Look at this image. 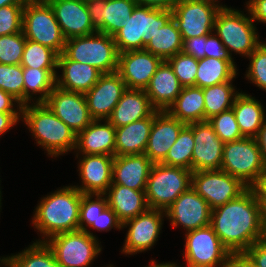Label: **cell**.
Masks as SVG:
<instances>
[{
  "instance_id": "6da1fadb",
  "label": "cell",
  "mask_w": 266,
  "mask_h": 267,
  "mask_svg": "<svg viewBox=\"0 0 266 267\" xmlns=\"http://www.w3.org/2000/svg\"><path fill=\"white\" fill-rule=\"evenodd\" d=\"M210 225L232 255H242L260 241L262 222L253 191L247 188L237 198L213 209Z\"/></svg>"
},
{
  "instance_id": "7a4b0ae2",
  "label": "cell",
  "mask_w": 266,
  "mask_h": 267,
  "mask_svg": "<svg viewBox=\"0 0 266 267\" xmlns=\"http://www.w3.org/2000/svg\"><path fill=\"white\" fill-rule=\"evenodd\" d=\"M82 195L76 187L66 186L41 199L32 224L46 237L42 242L59 233L79 230Z\"/></svg>"
},
{
  "instance_id": "3957f363",
  "label": "cell",
  "mask_w": 266,
  "mask_h": 267,
  "mask_svg": "<svg viewBox=\"0 0 266 267\" xmlns=\"http://www.w3.org/2000/svg\"><path fill=\"white\" fill-rule=\"evenodd\" d=\"M20 118H23L36 143L46 149L51 157L75 149L77 135L45 103L23 105Z\"/></svg>"
},
{
  "instance_id": "277c9868",
  "label": "cell",
  "mask_w": 266,
  "mask_h": 267,
  "mask_svg": "<svg viewBox=\"0 0 266 267\" xmlns=\"http://www.w3.org/2000/svg\"><path fill=\"white\" fill-rule=\"evenodd\" d=\"M173 11L136 5L126 25L114 36L118 53L144 50L151 37L171 18Z\"/></svg>"
},
{
  "instance_id": "5b68a950",
  "label": "cell",
  "mask_w": 266,
  "mask_h": 267,
  "mask_svg": "<svg viewBox=\"0 0 266 267\" xmlns=\"http://www.w3.org/2000/svg\"><path fill=\"white\" fill-rule=\"evenodd\" d=\"M70 60L89 64L102 74L117 72L118 51L114 38L96 32L66 40L63 52Z\"/></svg>"
},
{
  "instance_id": "8992f818",
  "label": "cell",
  "mask_w": 266,
  "mask_h": 267,
  "mask_svg": "<svg viewBox=\"0 0 266 267\" xmlns=\"http://www.w3.org/2000/svg\"><path fill=\"white\" fill-rule=\"evenodd\" d=\"M192 171L153 164L147 180L145 195L149 209L166 210L175 200L192 185Z\"/></svg>"
},
{
  "instance_id": "52a82bcc",
  "label": "cell",
  "mask_w": 266,
  "mask_h": 267,
  "mask_svg": "<svg viewBox=\"0 0 266 267\" xmlns=\"http://www.w3.org/2000/svg\"><path fill=\"white\" fill-rule=\"evenodd\" d=\"M230 8H221L215 19L214 30L225 48L230 52L248 57L261 43L250 17L242 11ZM231 50V51H230Z\"/></svg>"
},
{
  "instance_id": "ba28073f",
  "label": "cell",
  "mask_w": 266,
  "mask_h": 267,
  "mask_svg": "<svg viewBox=\"0 0 266 267\" xmlns=\"http://www.w3.org/2000/svg\"><path fill=\"white\" fill-rule=\"evenodd\" d=\"M22 31L27 40L50 47L58 54L64 52L66 38L47 1L27 0L25 2Z\"/></svg>"
},
{
  "instance_id": "9c48e42d",
  "label": "cell",
  "mask_w": 266,
  "mask_h": 267,
  "mask_svg": "<svg viewBox=\"0 0 266 267\" xmlns=\"http://www.w3.org/2000/svg\"><path fill=\"white\" fill-rule=\"evenodd\" d=\"M48 240L45 242L61 267H89L102 250L98 239L89 230L59 233Z\"/></svg>"
},
{
  "instance_id": "30bf717a",
  "label": "cell",
  "mask_w": 266,
  "mask_h": 267,
  "mask_svg": "<svg viewBox=\"0 0 266 267\" xmlns=\"http://www.w3.org/2000/svg\"><path fill=\"white\" fill-rule=\"evenodd\" d=\"M221 169L249 188L266 169L255 138L224 143Z\"/></svg>"
},
{
  "instance_id": "8fae6325",
  "label": "cell",
  "mask_w": 266,
  "mask_h": 267,
  "mask_svg": "<svg viewBox=\"0 0 266 267\" xmlns=\"http://www.w3.org/2000/svg\"><path fill=\"white\" fill-rule=\"evenodd\" d=\"M188 267H228L232 254L223 246L211 225L185 234Z\"/></svg>"
},
{
  "instance_id": "7c38bea8",
  "label": "cell",
  "mask_w": 266,
  "mask_h": 267,
  "mask_svg": "<svg viewBox=\"0 0 266 267\" xmlns=\"http://www.w3.org/2000/svg\"><path fill=\"white\" fill-rule=\"evenodd\" d=\"M221 8L228 7L203 0H180L172 9V18L182 39L209 35Z\"/></svg>"
},
{
  "instance_id": "4fadbf2b",
  "label": "cell",
  "mask_w": 266,
  "mask_h": 267,
  "mask_svg": "<svg viewBox=\"0 0 266 267\" xmlns=\"http://www.w3.org/2000/svg\"><path fill=\"white\" fill-rule=\"evenodd\" d=\"M191 187L212 210L237 198L248 188L222 169L193 172Z\"/></svg>"
},
{
  "instance_id": "5bb4252c",
  "label": "cell",
  "mask_w": 266,
  "mask_h": 267,
  "mask_svg": "<svg viewBox=\"0 0 266 267\" xmlns=\"http://www.w3.org/2000/svg\"><path fill=\"white\" fill-rule=\"evenodd\" d=\"M44 103L76 135L93 121L83 93L66 91L55 86Z\"/></svg>"
},
{
  "instance_id": "9a60e30c",
  "label": "cell",
  "mask_w": 266,
  "mask_h": 267,
  "mask_svg": "<svg viewBox=\"0 0 266 267\" xmlns=\"http://www.w3.org/2000/svg\"><path fill=\"white\" fill-rule=\"evenodd\" d=\"M164 216H166L164 210L148 209L122 223V228L129 226L122 253L137 254L154 246L156 239L158 240Z\"/></svg>"
},
{
  "instance_id": "2e32d148",
  "label": "cell",
  "mask_w": 266,
  "mask_h": 267,
  "mask_svg": "<svg viewBox=\"0 0 266 267\" xmlns=\"http://www.w3.org/2000/svg\"><path fill=\"white\" fill-rule=\"evenodd\" d=\"M211 212L208 203L192 187L165 210L172 226L177 228L180 224L187 232L210 225Z\"/></svg>"
},
{
  "instance_id": "e0dca14e",
  "label": "cell",
  "mask_w": 266,
  "mask_h": 267,
  "mask_svg": "<svg viewBox=\"0 0 266 267\" xmlns=\"http://www.w3.org/2000/svg\"><path fill=\"white\" fill-rule=\"evenodd\" d=\"M164 60L146 50L119 53L117 73L128 89L145 90Z\"/></svg>"
},
{
  "instance_id": "ac0fdd59",
  "label": "cell",
  "mask_w": 266,
  "mask_h": 267,
  "mask_svg": "<svg viewBox=\"0 0 266 267\" xmlns=\"http://www.w3.org/2000/svg\"><path fill=\"white\" fill-rule=\"evenodd\" d=\"M88 12L96 32L114 36L130 19L135 0H86Z\"/></svg>"
},
{
  "instance_id": "d6986e66",
  "label": "cell",
  "mask_w": 266,
  "mask_h": 267,
  "mask_svg": "<svg viewBox=\"0 0 266 267\" xmlns=\"http://www.w3.org/2000/svg\"><path fill=\"white\" fill-rule=\"evenodd\" d=\"M195 141L192 156V172L221 169L223 141L208 121L192 123Z\"/></svg>"
},
{
  "instance_id": "ffe728a7",
  "label": "cell",
  "mask_w": 266,
  "mask_h": 267,
  "mask_svg": "<svg viewBox=\"0 0 266 267\" xmlns=\"http://www.w3.org/2000/svg\"><path fill=\"white\" fill-rule=\"evenodd\" d=\"M126 89L117 72L102 74L95 86L84 94L91 118L107 120Z\"/></svg>"
},
{
  "instance_id": "44dd1931",
  "label": "cell",
  "mask_w": 266,
  "mask_h": 267,
  "mask_svg": "<svg viewBox=\"0 0 266 267\" xmlns=\"http://www.w3.org/2000/svg\"><path fill=\"white\" fill-rule=\"evenodd\" d=\"M66 40L96 33L85 0H47Z\"/></svg>"
},
{
  "instance_id": "7402d4cb",
  "label": "cell",
  "mask_w": 266,
  "mask_h": 267,
  "mask_svg": "<svg viewBox=\"0 0 266 267\" xmlns=\"http://www.w3.org/2000/svg\"><path fill=\"white\" fill-rule=\"evenodd\" d=\"M187 124L160 111L155 117L144 154L155 164L161 163Z\"/></svg>"
},
{
  "instance_id": "603a6c76",
  "label": "cell",
  "mask_w": 266,
  "mask_h": 267,
  "mask_svg": "<svg viewBox=\"0 0 266 267\" xmlns=\"http://www.w3.org/2000/svg\"><path fill=\"white\" fill-rule=\"evenodd\" d=\"M82 185L74 186L82 194H104L112 185L113 160L110 155H84L79 159Z\"/></svg>"
},
{
  "instance_id": "cb8c5ba5",
  "label": "cell",
  "mask_w": 266,
  "mask_h": 267,
  "mask_svg": "<svg viewBox=\"0 0 266 267\" xmlns=\"http://www.w3.org/2000/svg\"><path fill=\"white\" fill-rule=\"evenodd\" d=\"M153 164L145 154L114 156L112 185L145 191Z\"/></svg>"
},
{
  "instance_id": "d4e9b609",
  "label": "cell",
  "mask_w": 266,
  "mask_h": 267,
  "mask_svg": "<svg viewBox=\"0 0 266 267\" xmlns=\"http://www.w3.org/2000/svg\"><path fill=\"white\" fill-rule=\"evenodd\" d=\"M57 68L62 69V76H56V86L66 91L83 94L94 87L102 75L95 67L70 60L64 53L58 56Z\"/></svg>"
},
{
  "instance_id": "484cf974",
  "label": "cell",
  "mask_w": 266,
  "mask_h": 267,
  "mask_svg": "<svg viewBox=\"0 0 266 267\" xmlns=\"http://www.w3.org/2000/svg\"><path fill=\"white\" fill-rule=\"evenodd\" d=\"M172 67L164 60L144 90L156 111H167L182 91Z\"/></svg>"
},
{
  "instance_id": "4316f807",
  "label": "cell",
  "mask_w": 266,
  "mask_h": 267,
  "mask_svg": "<svg viewBox=\"0 0 266 267\" xmlns=\"http://www.w3.org/2000/svg\"><path fill=\"white\" fill-rule=\"evenodd\" d=\"M93 120L76 137L75 150L83 155L115 156L116 128L108 121Z\"/></svg>"
},
{
  "instance_id": "83f0119b",
  "label": "cell",
  "mask_w": 266,
  "mask_h": 267,
  "mask_svg": "<svg viewBox=\"0 0 266 267\" xmlns=\"http://www.w3.org/2000/svg\"><path fill=\"white\" fill-rule=\"evenodd\" d=\"M154 111L144 90L127 88L107 120L118 128L149 117Z\"/></svg>"
},
{
  "instance_id": "f1b7e54d",
  "label": "cell",
  "mask_w": 266,
  "mask_h": 267,
  "mask_svg": "<svg viewBox=\"0 0 266 267\" xmlns=\"http://www.w3.org/2000/svg\"><path fill=\"white\" fill-rule=\"evenodd\" d=\"M160 111H154L149 117L116 128L115 156L144 154L154 117Z\"/></svg>"
},
{
  "instance_id": "f546056e",
  "label": "cell",
  "mask_w": 266,
  "mask_h": 267,
  "mask_svg": "<svg viewBox=\"0 0 266 267\" xmlns=\"http://www.w3.org/2000/svg\"><path fill=\"white\" fill-rule=\"evenodd\" d=\"M104 195H108L106 196L108 206L122 223L149 209L145 191L130 189L123 185H111Z\"/></svg>"
},
{
  "instance_id": "4dcf8cb0",
  "label": "cell",
  "mask_w": 266,
  "mask_h": 267,
  "mask_svg": "<svg viewBox=\"0 0 266 267\" xmlns=\"http://www.w3.org/2000/svg\"><path fill=\"white\" fill-rule=\"evenodd\" d=\"M166 112L185 124L205 121V100L202 88L183 87Z\"/></svg>"
},
{
  "instance_id": "1f68e13d",
  "label": "cell",
  "mask_w": 266,
  "mask_h": 267,
  "mask_svg": "<svg viewBox=\"0 0 266 267\" xmlns=\"http://www.w3.org/2000/svg\"><path fill=\"white\" fill-rule=\"evenodd\" d=\"M232 109L242 135L254 138L266 119L261 103L241 92L235 97Z\"/></svg>"
},
{
  "instance_id": "d6a6232c",
  "label": "cell",
  "mask_w": 266,
  "mask_h": 267,
  "mask_svg": "<svg viewBox=\"0 0 266 267\" xmlns=\"http://www.w3.org/2000/svg\"><path fill=\"white\" fill-rule=\"evenodd\" d=\"M234 61L205 57L198 60L196 87L205 88L232 81L237 75Z\"/></svg>"
},
{
  "instance_id": "836d02e7",
  "label": "cell",
  "mask_w": 266,
  "mask_h": 267,
  "mask_svg": "<svg viewBox=\"0 0 266 267\" xmlns=\"http://www.w3.org/2000/svg\"><path fill=\"white\" fill-rule=\"evenodd\" d=\"M0 261L5 267H61L52 249L41 240L34 242L21 253L0 258Z\"/></svg>"
},
{
  "instance_id": "e575fe53",
  "label": "cell",
  "mask_w": 266,
  "mask_h": 267,
  "mask_svg": "<svg viewBox=\"0 0 266 267\" xmlns=\"http://www.w3.org/2000/svg\"><path fill=\"white\" fill-rule=\"evenodd\" d=\"M57 72L55 69H36L23 67L24 105L30 104L32 94L39 93L36 103H44L56 86Z\"/></svg>"
},
{
  "instance_id": "d590c367",
  "label": "cell",
  "mask_w": 266,
  "mask_h": 267,
  "mask_svg": "<svg viewBox=\"0 0 266 267\" xmlns=\"http://www.w3.org/2000/svg\"><path fill=\"white\" fill-rule=\"evenodd\" d=\"M182 43L181 33L175 21L171 18L151 37L144 50L167 60L182 51Z\"/></svg>"
},
{
  "instance_id": "8d00e7d4",
  "label": "cell",
  "mask_w": 266,
  "mask_h": 267,
  "mask_svg": "<svg viewBox=\"0 0 266 267\" xmlns=\"http://www.w3.org/2000/svg\"><path fill=\"white\" fill-rule=\"evenodd\" d=\"M231 82L202 88L205 100V121L232 108L234 99L239 92L235 91Z\"/></svg>"
},
{
  "instance_id": "74e56055",
  "label": "cell",
  "mask_w": 266,
  "mask_h": 267,
  "mask_svg": "<svg viewBox=\"0 0 266 267\" xmlns=\"http://www.w3.org/2000/svg\"><path fill=\"white\" fill-rule=\"evenodd\" d=\"M194 145L192 123H190L181 130L178 139L161 163L167 166L182 167L192 171Z\"/></svg>"
},
{
  "instance_id": "f35d334b",
  "label": "cell",
  "mask_w": 266,
  "mask_h": 267,
  "mask_svg": "<svg viewBox=\"0 0 266 267\" xmlns=\"http://www.w3.org/2000/svg\"><path fill=\"white\" fill-rule=\"evenodd\" d=\"M58 56L50 47L26 39L20 65L36 69H57Z\"/></svg>"
},
{
  "instance_id": "ab89813d",
  "label": "cell",
  "mask_w": 266,
  "mask_h": 267,
  "mask_svg": "<svg viewBox=\"0 0 266 267\" xmlns=\"http://www.w3.org/2000/svg\"><path fill=\"white\" fill-rule=\"evenodd\" d=\"M0 89L10 94L21 106L24 105V77L20 64L0 63Z\"/></svg>"
},
{
  "instance_id": "60d3db41",
  "label": "cell",
  "mask_w": 266,
  "mask_h": 267,
  "mask_svg": "<svg viewBox=\"0 0 266 267\" xmlns=\"http://www.w3.org/2000/svg\"><path fill=\"white\" fill-rule=\"evenodd\" d=\"M95 196L97 197L95 200H92L93 194H83L81 197L79 208V230L87 231V227L97 230V218L108 206V201L104 194H95Z\"/></svg>"
},
{
  "instance_id": "b9f144b4",
  "label": "cell",
  "mask_w": 266,
  "mask_h": 267,
  "mask_svg": "<svg viewBox=\"0 0 266 267\" xmlns=\"http://www.w3.org/2000/svg\"><path fill=\"white\" fill-rule=\"evenodd\" d=\"M207 121L212 125L214 132L223 141V143L237 141L244 138L240 132L232 108L212 116Z\"/></svg>"
},
{
  "instance_id": "7bdbcfd3",
  "label": "cell",
  "mask_w": 266,
  "mask_h": 267,
  "mask_svg": "<svg viewBox=\"0 0 266 267\" xmlns=\"http://www.w3.org/2000/svg\"><path fill=\"white\" fill-rule=\"evenodd\" d=\"M166 61L183 87L196 86L198 59L180 52Z\"/></svg>"
},
{
  "instance_id": "ee69618b",
  "label": "cell",
  "mask_w": 266,
  "mask_h": 267,
  "mask_svg": "<svg viewBox=\"0 0 266 267\" xmlns=\"http://www.w3.org/2000/svg\"><path fill=\"white\" fill-rule=\"evenodd\" d=\"M26 43L23 31L0 36V63L7 65L21 64Z\"/></svg>"
},
{
  "instance_id": "f6af8a7d",
  "label": "cell",
  "mask_w": 266,
  "mask_h": 267,
  "mask_svg": "<svg viewBox=\"0 0 266 267\" xmlns=\"http://www.w3.org/2000/svg\"><path fill=\"white\" fill-rule=\"evenodd\" d=\"M247 58L251 61L246 78L266 91V43H261Z\"/></svg>"
},
{
  "instance_id": "bcb514c9",
  "label": "cell",
  "mask_w": 266,
  "mask_h": 267,
  "mask_svg": "<svg viewBox=\"0 0 266 267\" xmlns=\"http://www.w3.org/2000/svg\"><path fill=\"white\" fill-rule=\"evenodd\" d=\"M24 5L0 7V36L22 32Z\"/></svg>"
},
{
  "instance_id": "7dc6e473",
  "label": "cell",
  "mask_w": 266,
  "mask_h": 267,
  "mask_svg": "<svg viewBox=\"0 0 266 267\" xmlns=\"http://www.w3.org/2000/svg\"><path fill=\"white\" fill-rule=\"evenodd\" d=\"M205 57H213L220 60L233 61L232 54L225 48L216 34L206 35Z\"/></svg>"
},
{
  "instance_id": "c3c4849f",
  "label": "cell",
  "mask_w": 266,
  "mask_h": 267,
  "mask_svg": "<svg viewBox=\"0 0 266 267\" xmlns=\"http://www.w3.org/2000/svg\"><path fill=\"white\" fill-rule=\"evenodd\" d=\"M182 40V53L198 60L205 58L206 35Z\"/></svg>"
},
{
  "instance_id": "681fc988",
  "label": "cell",
  "mask_w": 266,
  "mask_h": 267,
  "mask_svg": "<svg viewBox=\"0 0 266 267\" xmlns=\"http://www.w3.org/2000/svg\"><path fill=\"white\" fill-rule=\"evenodd\" d=\"M113 227L122 229V222L118 219L115 212L107 206L97 218V230L109 231Z\"/></svg>"
},
{
  "instance_id": "f907efd6",
  "label": "cell",
  "mask_w": 266,
  "mask_h": 267,
  "mask_svg": "<svg viewBox=\"0 0 266 267\" xmlns=\"http://www.w3.org/2000/svg\"><path fill=\"white\" fill-rule=\"evenodd\" d=\"M242 255L255 267H266V246L260 241L254 243Z\"/></svg>"
},
{
  "instance_id": "816d5d0a",
  "label": "cell",
  "mask_w": 266,
  "mask_h": 267,
  "mask_svg": "<svg viewBox=\"0 0 266 267\" xmlns=\"http://www.w3.org/2000/svg\"><path fill=\"white\" fill-rule=\"evenodd\" d=\"M246 5L253 21L266 23V0H249Z\"/></svg>"
},
{
  "instance_id": "f5cc1de1",
  "label": "cell",
  "mask_w": 266,
  "mask_h": 267,
  "mask_svg": "<svg viewBox=\"0 0 266 267\" xmlns=\"http://www.w3.org/2000/svg\"><path fill=\"white\" fill-rule=\"evenodd\" d=\"M14 102V103H13ZM17 109H14L13 105L16 104ZM19 106V107H18ZM21 108L22 106L18 103L16 99H14L10 94L7 92H4L3 90L0 89V112L2 113H21Z\"/></svg>"
},
{
  "instance_id": "db71d44e",
  "label": "cell",
  "mask_w": 266,
  "mask_h": 267,
  "mask_svg": "<svg viewBox=\"0 0 266 267\" xmlns=\"http://www.w3.org/2000/svg\"><path fill=\"white\" fill-rule=\"evenodd\" d=\"M20 113H2L0 112V135H3L7 132L10 128L13 127L18 120L21 119L19 117Z\"/></svg>"
},
{
  "instance_id": "11a10c76",
  "label": "cell",
  "mask_w": 266,
  "mask_h": 267,
  "mask_svg": "<svg viewBox=\"0 0 266 267\" xmlns=\"http://www.w3.org/2000/svg\"><path fill=\"white\" fill-rule=\"evenodd\" d=\"M180 0H135L137 5L172 10Z\"/></svg>"
},
{
  "instance_id": "9f6ffc18",
  "label": "cell",
  "mask_w": 266,
  "mask_h": 267,
  "mask_svg": "<svg viewBox=\"0 0 266 267\" xmlns=\"http://www.w3.org/2000/svg\"><path fill=\"white\" fill-rule=\"evenodd\" d=\"M249 188L253 191L255 198H266V169Z\"/></svg>"
},
{
  "instance_id": "6f0895ef",
  "label": "cell",
  "mask_w": 266,
  "mask_h": 267,
  "mask_svg": "<svg viewBox=\"0 0 266 267\" xmlns=\"http://www.w3.org/2000/svg\"><path fill=\"white\" fill-rule=\"evenodd\" d=\"M254 138L260 148L262 160L266 168V119L264 120L257 135Z\"/></svg>"
},
{
  "instance_id": "680465c9",
  "label": "cell",
  "mask_w": 266,
  "mask_h": 267,
  "mask_svg": "<svg viewBox=\"0 0 266 267\" xmlns=\"http://www.w3.org/2000/svg\"><path fill=\"white\" fill-rule=\"evenodd\" d=\"M228 267H255L243 255H232Z\"/></svg>"
},
{
  "instance_id": "91938a15",
  "label": "cell",
  "mask_w": 266,
  "mask_h": 267,
  "mask_svg": "<svg viewBox=\"0 0 266 267\" xmlns=\"http://www.w3.org/2000/svg\"><path fill=\"white\" fill-rule=\"evenodd\" d=\"M259 203L260 219L262 223L266 222V198H256Z\"/></svg>"
},
{
  "instance_id": "94428289",
  "label": "cell",
  "mask_w": 266,
  "mask_h": 267,
  "mask_svg": "<svg viewBox=\"0 0 266 267\" xmlns=\"http://www.w3.org/2000/svg\"><path fill=\"white\" fill-rule=\"evenodd\" d=\"M27 0H0V7L7 5H24Z\"/></svg>"
},
{
  "instance_id": "6125c7cd",
  "label": "cell",
  "mask_w": 266,
  "mask_h": 267,
  "mask_svg": "<svg viewBox=\"0 0 266 267\" xmlns=\"http://www.w3.org/2000/svg\"><path fill=\"white\" fill-rule=\"evenodd\" d=\"M260 242L266 246V222L262 223V232Z\"/></svg>"
},
{
  "instance_id": "be15d7a7",
  "label": "cell",
  "mask_w": 266,
  "mask_h": 267,
  "mask_svg": "<svg viewBox=\"0 0 266 267\" xmlns=\"http://www.w3.org/2000/svg\"><path fill=\"white\" fill-rule=\"evenodd\" d=\"M150 263H151V265H149L148 267H164V263L157 264V262H155V261H151Z\"/></svg>"
},
{
  "instance_id": "e7e4bbea",
  "label": "cell",
  "mask_w": 266,
  "mask_h": 267,
  "mask_svg": "<svg viewBox=\"0 0 266 267\" xmlns=\"http://www.w3.org/2000/svg\"><path fill=\"white\" fill-rule=\"evenodd\" d=\"M164 267H179V266H177V264H175V263L170 262V263H164ZM185 267H188V266H185Z\"/></svg>"
},
{
  "instance_id": "03108f58",
  "label": "cell",
  "mask_w": 266,
  "mask_h": 267,
  "mask_svg": "<svg viewBox=\"0 0 266 267\" xmlns=\"http://www.w3.org/2000/svg\"><path fill=\"white\" fill-rule=\"evenodd\" d=\"M203 1H207V2L220 6L219 4H216L217 0H203Z\"/></svg>"
},
{
  "instance_id": "003e7915",
  "label": "cell",
  "mask_w": 266,
  "mask_h": 267,
  "mask_svg": "<svg viewBox=\"0 0 266 267\" xmlns=\"http://www.w3.org/2000/svg\"><path fill=\"white\" fill-rule=\"evenodd\" d=\"M29 1H47V0H29Z\"/></svg>"
},
{
  "instance_id": "a7ac6f4b",
  "label": "cell",
  "mask_w": 266,
  "mask_h": 267,
  "mask_svg": "<svg viewBox=\"0 0 266 267\" xmlns=\"http://www.w3.org/2000/svg\"><path fill=\"white\" fill-rule=\"evenodd\" d=\"M0 207H1V190H0ZM1 209V208H0Z\"/></svg>"
}]
</instances>
